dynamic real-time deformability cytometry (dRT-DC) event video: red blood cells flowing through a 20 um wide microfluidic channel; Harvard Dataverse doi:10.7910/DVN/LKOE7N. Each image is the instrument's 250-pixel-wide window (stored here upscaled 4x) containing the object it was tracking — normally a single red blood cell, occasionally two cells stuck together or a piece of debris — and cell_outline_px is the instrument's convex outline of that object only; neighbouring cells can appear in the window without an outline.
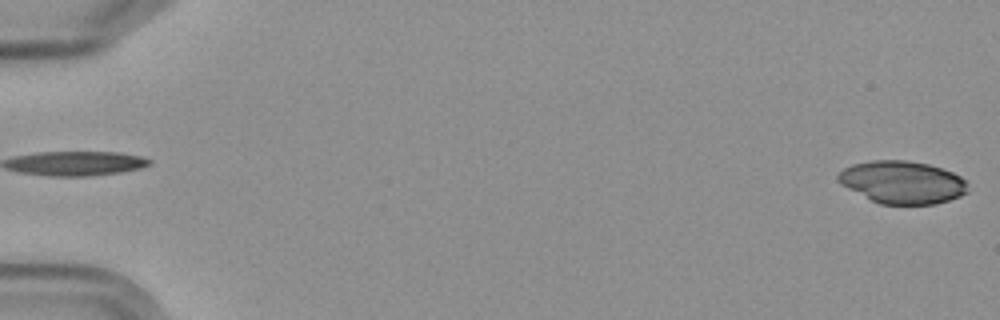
{"species": "Egyptian fruit bat (a non-hibernating species)", "species_latin": "Rousettus aegyptiacus", "temperature_condition": "cold", "stored_images_in_passage": 2, "camera_frame_rate_fps": 3000, "um_per_image_px": 0.085, "frame": {"image": 1, "passage_image": 2, "time_ms": 1.333, "image_size_px": [1000, 320], "cell_outline_px": [[968, 192], [960, 196], [936, 204], [880, 204], [840, 184], [836, 180], [836, 176], [844, 168], [852, 164], [872, 160], [908, 160], [928, 164], [952, 172], [960, 176], [968, 184]], "centroid_in_image_um": [76.69, 15.48], "position_along_channel_um": 8.3, "area_um2": 32.19}}